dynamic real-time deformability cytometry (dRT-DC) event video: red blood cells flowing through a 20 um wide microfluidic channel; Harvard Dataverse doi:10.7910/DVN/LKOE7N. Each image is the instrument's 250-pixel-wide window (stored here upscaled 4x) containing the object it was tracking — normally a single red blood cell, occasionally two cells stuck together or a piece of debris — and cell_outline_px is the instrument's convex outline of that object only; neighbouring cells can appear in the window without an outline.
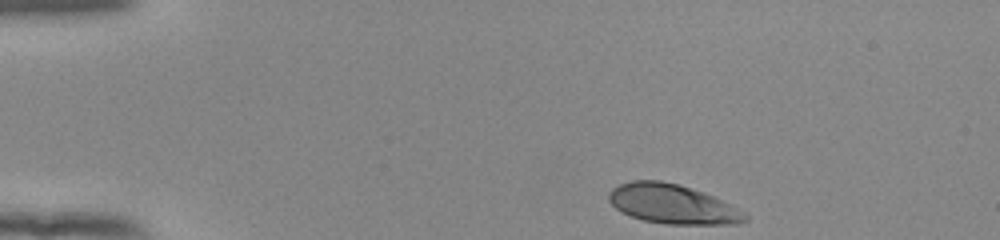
{"species": "human", "species_latin": "Homo sapiens", "temperature_condition": "room temperature", "stored_images_in_passage": 39, "camera_frame_rate_fps": 3000, "um_per_image_px": 0.085, "donor": {"sex": "female"}, "frame": {"image": 1, "passage_image": 1, "time_ms": 0.0, "image_size_px": [1000, 240], "cell_outline_px": [[748, 220], [736, 224], [668, 224], [644, 220], [632, 216], [616, 208], [608, 200], [608, 192], [612, 188], [620, 184], [632, 180], [660, 180], [680, 184], [704, 192], [744, 212], [748, 216]], "centroid_in_image_um": [57.15, 17.33], "position_along_channel_um": 27.9, "area_um2": 31.1}}
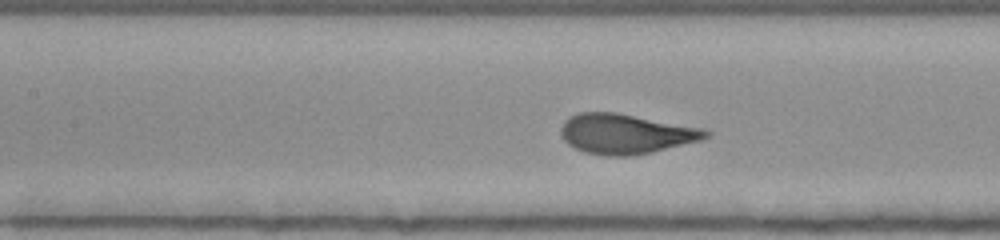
{"frame": {"image": 2, "passage_image": 17, "time_ms": 5.333, "image_size_px": [1000, 240], "cell_outline_px": [[712, 132], [704, 140], [652, 152], [628, 156], [608, 156], [584, 152], [568, 144], [564, 140], [560, 132], [560, 128], [564, 120], [568, 116], [576, 112], [616, 112], [704, 128]], "centroid_in_image_um": [53.19, 11.37], "position_along_channel_um": 154.2, "area_um2": 34.04}}
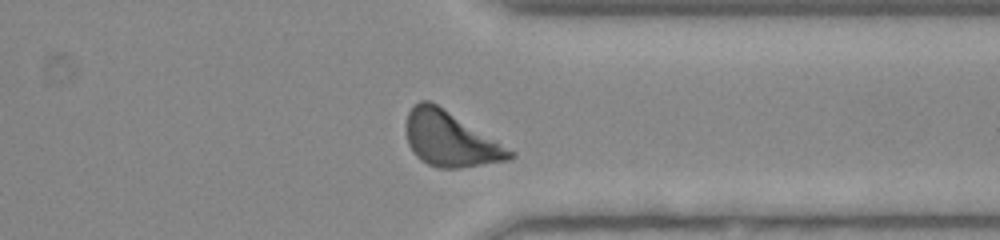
{"frame": {"image": 3, "passage_image": 34, "time_ms": 11.0, "image_size_px": [1000, 240], "cell_outline_px": [[516, 156], [508, 160], [460, 168], [440, 168], [428, 164], [420, 160], [416, 156], [408, 144], [404, 124], [408, 112], [420, 100], [428, 100], [436, 104], [516, 152]], "centroid_in_image_um": [38.25, 11.84], "position_along_channel_um": 373.2, "area_um2": 32.89}, "authors_computed_cell_mechanics": {"area_um2": 32.1946, "velocity_mm_per_s": 3.8815, "shape_relaxation_time_tau1_ms": 2.2114, "shape_relaxation_time_tau2_ms": null, "deformation_change_tau1": 0.1457, "deformation_change_tau2": null}}